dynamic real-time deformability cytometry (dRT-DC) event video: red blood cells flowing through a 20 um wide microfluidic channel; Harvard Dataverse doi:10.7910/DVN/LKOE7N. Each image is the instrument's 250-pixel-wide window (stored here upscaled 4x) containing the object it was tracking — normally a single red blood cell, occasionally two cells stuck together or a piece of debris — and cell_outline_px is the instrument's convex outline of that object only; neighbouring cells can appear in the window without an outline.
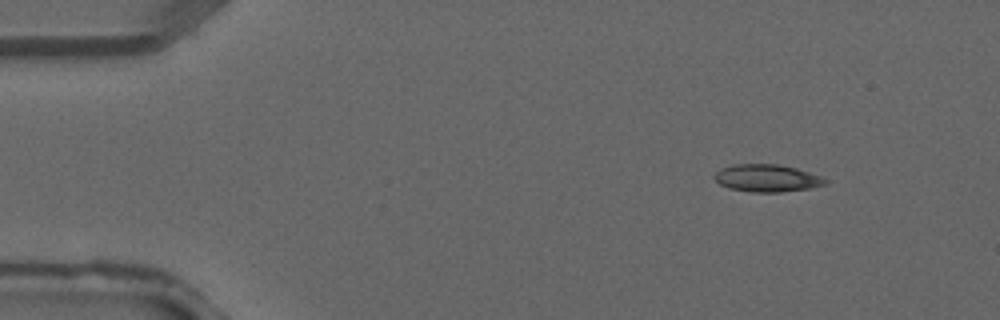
{"species": "common noctule bat (a hibernating species)", "species_latin": "Nyctalus noctula", "temperature_condition": "warm", "stored_images_in_passage": 2, "camera_frame_rate_fps": 3000, "um_per_image_px": 0.085, "animal": {"sex": "male", "forearm_length_mm": 52.5}, "frame": {"image": 1, "passage_image": 1, "time_ms": 0.0, "image_size_px": [1000, 320], "cell_outline_px": [[828, 184], [812, 188], [780, 192], [752, 192], [728, 188], [720, 184], [712, 176], [720, 168], [732, 164], [776, 164], [796, 168], [824, 176], [828, 180]], "centroid_in_image_um": [65.22, 15.14], "position_along_channel_um": 19.8, "area_um2": 17.98}}